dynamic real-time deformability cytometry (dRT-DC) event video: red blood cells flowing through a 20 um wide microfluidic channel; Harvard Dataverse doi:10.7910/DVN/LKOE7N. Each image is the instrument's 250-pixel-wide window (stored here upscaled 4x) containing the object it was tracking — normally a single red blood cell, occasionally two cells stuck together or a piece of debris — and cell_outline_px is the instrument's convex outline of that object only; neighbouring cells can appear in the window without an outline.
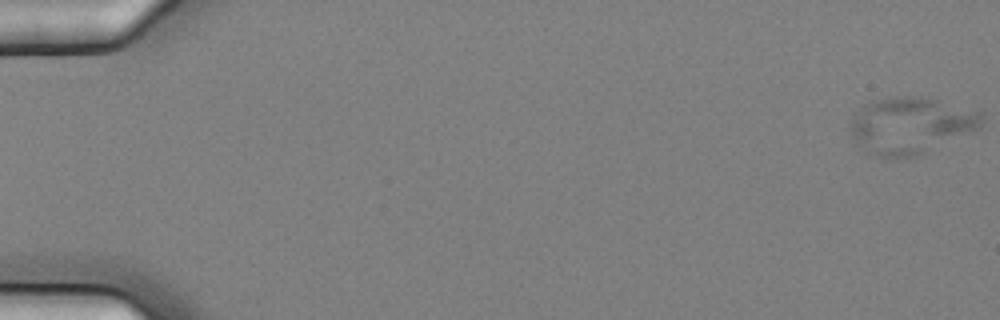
{"species": "common noctule bat (a hibernating species)", "species_latin": "Nyctalus noctula", "temperature_condition": "cold", "stored_images_in_passage": 7, "camera_frame_rate_fps": 3000, "um_per_image_px": 0.085, "animal": {"sex": "female", "body_mass_g": 25.1}, "frame": {"image": 1, "passage_image": 1, "time_ms": 0.0, "image_size_px": [1000, 320], "cell_outline_px": [[984, 120], [980, 128], [912, 156], [888, 160], [884, 160], [860, 144], [848, 132], [848, 124], [856, 112], [864, 104], [896, 96], [908, 96], [936, 100], [980, 112], [984, 116]], "centroid_in_image_um": [77.36, 10.66], "position_along_channel_um": 7.6, "area_um2": 42.37}}
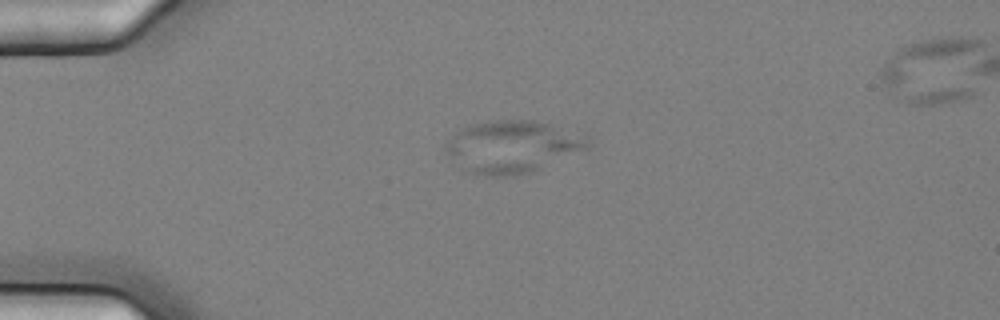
{"frame": {"image": 2, "passage_image": 5, "time_ms": 1.333, "image_size_px": [1000, 320], "cell_outline_px": [[592, 140], [588, 148], [540, 168], [516, 176], [492, 176], [468, 172], [460, 168], [444, 152], [444, 144], [460, 128], [468, 124], [492, 120], [536, 120], [588, 136]], "centroid_in_image_um": [43.5, 12.46], "position_along_channel_um": 41.5, "area_um2": 43.41}}